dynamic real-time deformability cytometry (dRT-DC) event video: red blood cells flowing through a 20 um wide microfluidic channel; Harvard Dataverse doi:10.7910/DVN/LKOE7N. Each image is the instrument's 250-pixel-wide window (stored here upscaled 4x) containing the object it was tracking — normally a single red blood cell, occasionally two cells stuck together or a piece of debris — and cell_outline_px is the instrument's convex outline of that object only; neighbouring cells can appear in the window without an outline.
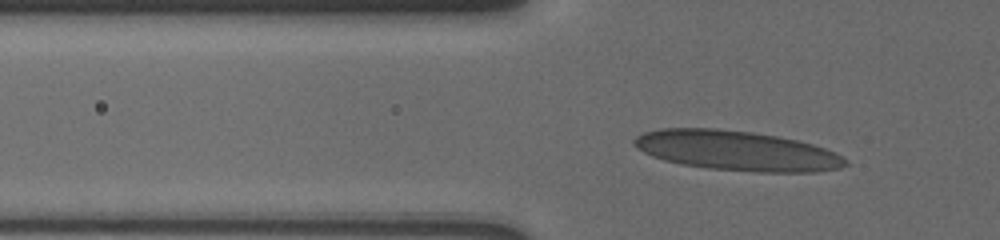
{"species": "human", "species_latin": "Homo sapiens", "temperature_condition": "cold", "stored_images_in_passage": 12, "camera_frame_rate_fps": 3000, "um_per_image_px": 0.085, "donor": {"sex": "male"}, "frame": {"image": 1, "passage_image": 5, "time_ms": 1.333, "image_size_px": [1000, 240], "cell_outline_px": [[848, 164], [840, 168], [816, 172], [756, 172], [708, 168], [680, 164], [664, 160], [652, 156], [636, 148], [632, 144], [632, 140], [636, 136], [644, 132], [660, 128], [716, 128], [752, 132], [776, 136], [796, 140], [812, 144], [836, 152], [848, 160]], "centroid_in_image_um": [62.6, 12.81], "position_along_channel_um": 63.2, "area_um2": 49.25}}
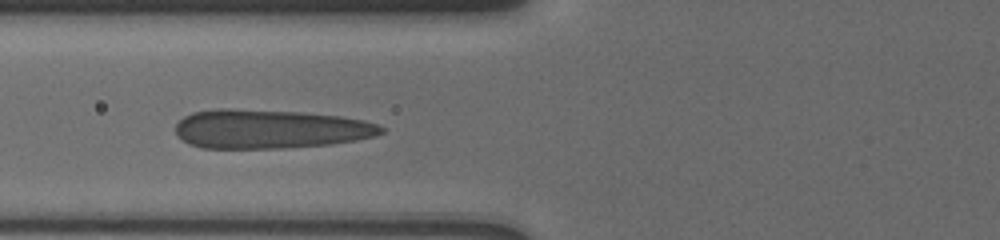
{"frame": {"image": 2, "passage_image": 9, "time_ms": 2.667, "image_size_px": [1000, 240], "cell_outline_px": [[384, 132], [376, 136], [356, 140], [332, 144], [284, 148], [200, 148], [188, 144], [176, 136], [176, 124], [184, 116], [192, 112], [216, 108], [228, 108], [300, 112], [340, 116], [364, 120], [376, 124], [384, 128]], "centroid_in_image_um": [22.91, 10.96], "position_along_channel_um": 102.9, "area_um2": 47.11}}
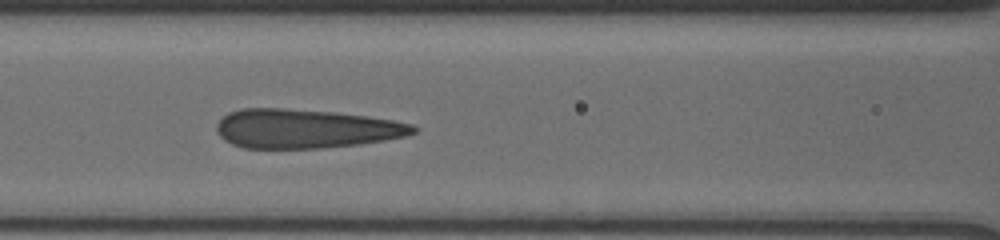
{"frame": {"image": 3, "passage_image": 11, "time_ms": 3.667, "image_size_px": [1000, 240], "cell_outline_px": [[420, 128], [416, 132], [408, 136], [360, 144], [324, 148], [244, 148], [232, 144], [224, 140], [216, 132], [216, 124], [228, 112], [240, 108], [284, 108], [332, 112], [368, 116], [392, 120], [412, 124]], "centroid_in_image_um": [25.98, 10.94], "position_along_channel_um": 140.6, "area_um2": 45.03}}